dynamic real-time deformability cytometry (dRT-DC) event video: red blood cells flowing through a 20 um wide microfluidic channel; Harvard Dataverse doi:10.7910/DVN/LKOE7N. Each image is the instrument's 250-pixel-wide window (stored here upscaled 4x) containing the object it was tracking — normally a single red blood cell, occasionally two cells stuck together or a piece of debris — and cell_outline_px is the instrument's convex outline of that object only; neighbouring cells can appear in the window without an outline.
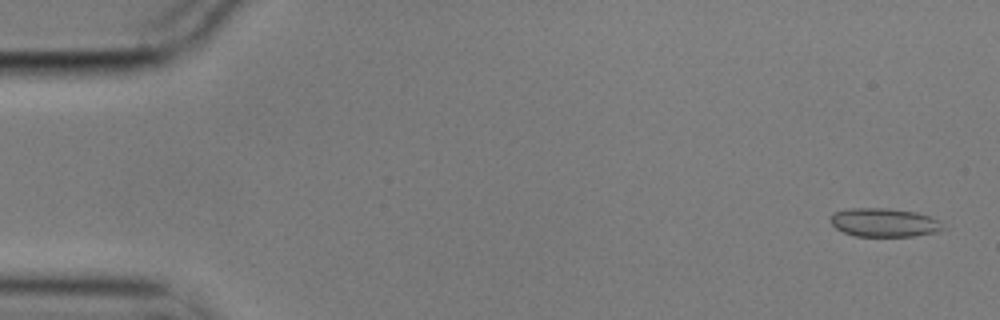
{"species": "common noctule bat (a hibernating species)", "species_latin": "Nyctalus noctula", "temperature_condition": "cold", "stored_images_in_passage": 6, "camera_frame_rate_fps": 3000, "um_per_image_px": 0.085, "animal": {"sex": "male", "body_mass_g": 17.9}, "frame": {"image": 1, "passage_image": 1, "time_ms": 0.0, "image_size_px": [1000, 320], "cell_outline_px": [[944, 228], [936, 232], [912, 236], [856, 236], [844, 232], [836, 228], [832, 224], [832, 212], [848, 208], [888, 208], [916, 212], [940, 220]], "centroid_in_image_um": [75.15, 18.9], "position_along_channel_um": 9.8, "area_um2": 18.67}}
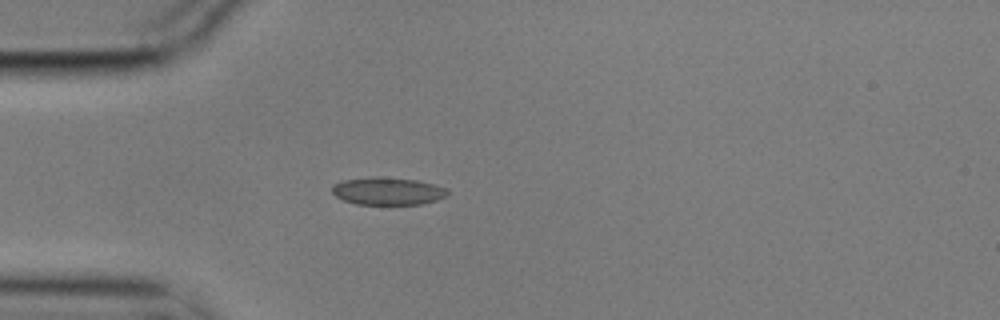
{"frame": {"image": 2, "passage_image": 5, "time_ms": 1.333, "image_size_px": [1000, 320], "cell_outline_px": [[448, 196], [436, 200], [420, 204], [356, 204], [344, 200], [336, 196], [332, 192], [332, 184], [344, 180], [372, 176], [380, 176], [416, 180], [448, 188]], "centroid_in_image_um": [32.95, 16.23], "position_along_channel_um": 52.0, "area_um2": 18.61}}